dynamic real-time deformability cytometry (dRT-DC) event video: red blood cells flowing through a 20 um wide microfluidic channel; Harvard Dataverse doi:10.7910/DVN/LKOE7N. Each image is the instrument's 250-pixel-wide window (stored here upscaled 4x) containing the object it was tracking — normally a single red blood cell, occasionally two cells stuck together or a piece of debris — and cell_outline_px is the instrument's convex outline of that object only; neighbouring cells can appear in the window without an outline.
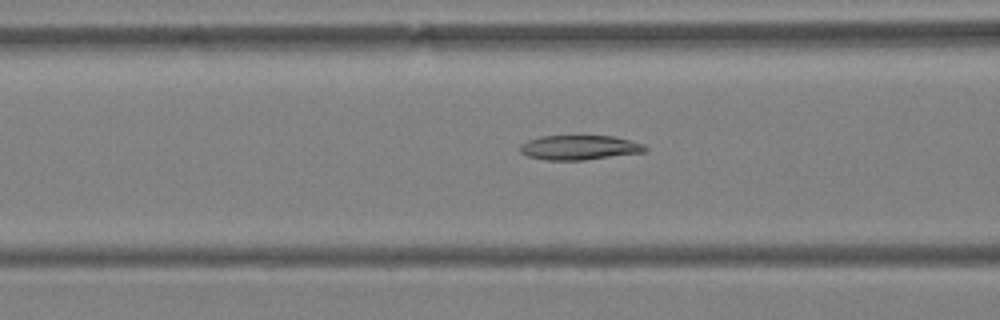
{"species": "Egyptian fruit bat (a non-hibernating species)", "species_latin": "Rousettus aegyptiacus", "temperature_condition": "warm", "stored_images_in_passage": 32, "camera_frame_rate_fps": 3000, "um_per_image_px": 0.085, "animal": {"sex": "female"}, "frame": {"image": 1, "passage_image": 5, "time_ms": 1.333, "image_size_px": [1000, 320], "cell_outline_px": [[648, 152], [584, 160], [544, 160], [528, 156], [520, 152], [520, 144], [528, 140], [540, 136], [612, 136], [644, 144], [648, 148]], "centroid_in_image_um": [49.26, 12.55], "position_along_channel_um": 117.3, "area_um2": 18.03}}
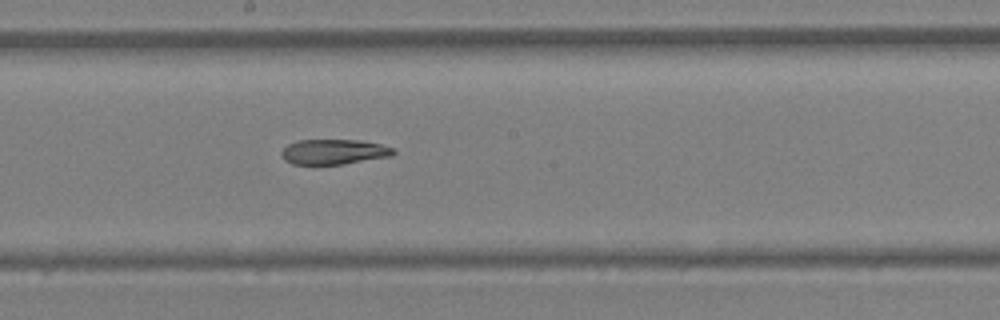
{"frame": {"image": 2, "passage_image": 14, "time_ms": 4.333, "image_size_px": [1000, 320], "cell_outline_px": [[396, 152], [392, 156], [344, 164], [292, 164], [284, 160], [280, 152], [288, 144], [296, 140], [360, 140], [380, 144], [396, 148]], "centroid_in_image_um": [28.4, 12.9], "position_along_channel_um": 219.8, "area_um2": 16.53}}
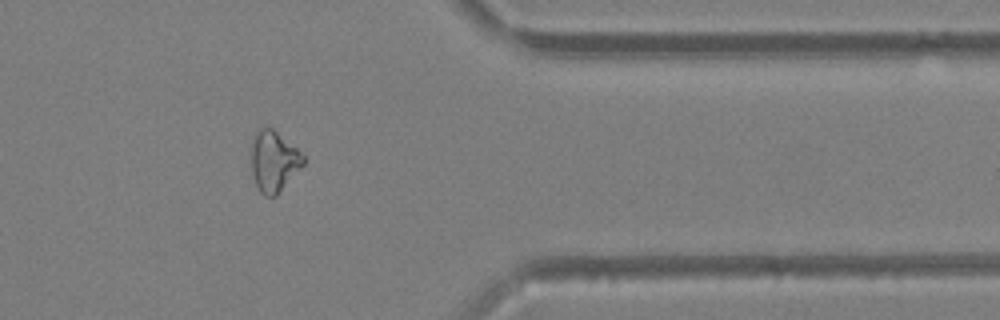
{"frame": {"image": 3, "passage_image": 30, "time_ms": 9.667, "image_size_px": [1000, 320], "cell_outline_px": [[304, 164], [276, 196], [264, 196], [260, 192], [256, 184], [252, 172], [252, 136], [264, 124], [272, 128], [296, 148], [304, 156]], "centroid_in_image_um": [23.26, 13.69], "position_along_channel_um": 388.1, "area_um2": 18.32}}